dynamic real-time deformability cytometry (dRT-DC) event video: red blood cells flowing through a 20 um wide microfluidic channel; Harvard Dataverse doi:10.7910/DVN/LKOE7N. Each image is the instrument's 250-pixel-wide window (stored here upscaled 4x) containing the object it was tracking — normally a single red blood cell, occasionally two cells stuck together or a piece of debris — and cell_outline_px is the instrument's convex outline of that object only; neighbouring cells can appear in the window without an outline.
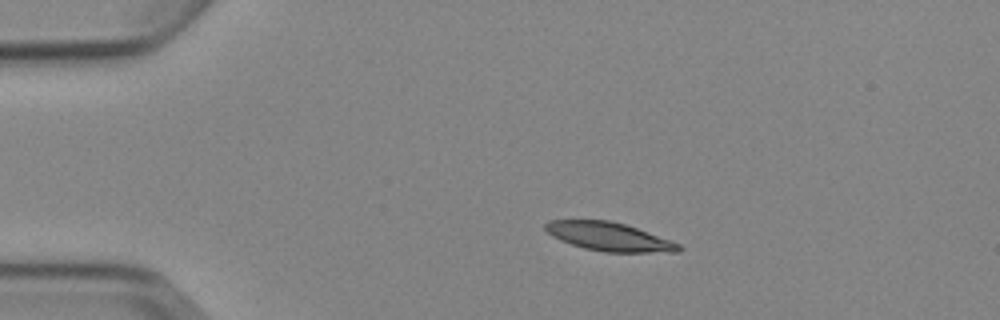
{"species": "Egyptian fruit bat (a non-hibernating species)", "species_latin": "Rousettus aegyptiacus", "temperature_condition": "cold", "stored_images_in_passage": 4, "camera_frame_rate_fps": 3000, "um_per_image_px": 0.085, "animal": {"sex": "female"}, "frame": {"image": 1, "passage_image": 1, "time_ms": 0.0, "image_size_px": [1000, 320], "cell_outline_px": [[684, 248], [680, 252], [604, 252], [584, 248], [560, 240], [552, 236], [544, 228], [544, 224], [548, 220], [608, 220], [624, 224], [636, 228], [680, 244]], "centroid_in_image_um": [51.76, 20.12], "position_along_channel_um": 33.2, "area_um2": 22.02}}
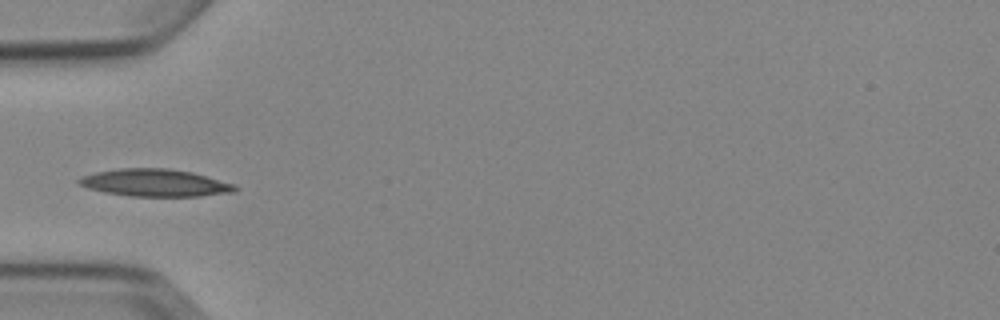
{"frame": {"image": 2, "passage_image": 3, "time_ms": 2.333, "image_size_px": [1000, 320], "cell_outline_px": [[236, 192], [200, 196], [128, 196], [104, 192], [88, 188], [80, 184], [76, 180], [80, 176], [96, 172], [120, 168], [168, 168], [192, 172], [236, 184]], "centroid_in_image_um": [13.18, 15.54], "position_along_channel_um": 71.8, "area_um2": 24.97}}
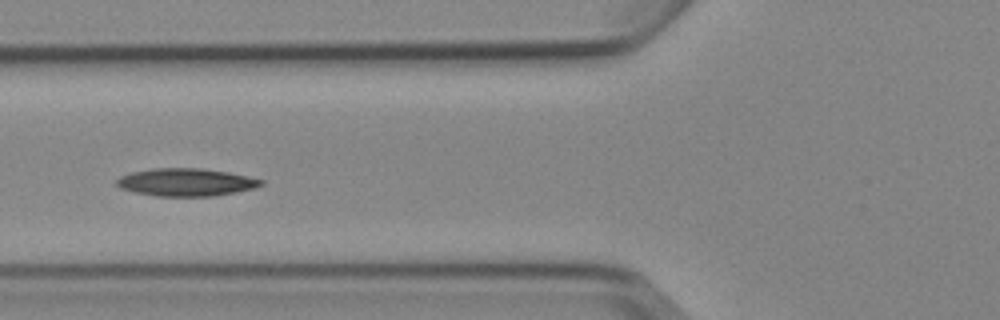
{"frame": {"image": 3, "passage_image": 4, "time_ms": 3.333, "image_size_px": [1000, 320], "cell_outline_px": [[264, 184], [256, 188], [216, 196], [156, 196], [136, 192], [120, 188], [116, 184], [116, 180], [120, 176], [132, 172], [152, 168], [200, 168], [228, 172], [248, 176], [264, 180]], "centroid_in_image_um": [15.84, 15.49], "position_along_channel_um": 110.0, "area_um2": 23.41}}